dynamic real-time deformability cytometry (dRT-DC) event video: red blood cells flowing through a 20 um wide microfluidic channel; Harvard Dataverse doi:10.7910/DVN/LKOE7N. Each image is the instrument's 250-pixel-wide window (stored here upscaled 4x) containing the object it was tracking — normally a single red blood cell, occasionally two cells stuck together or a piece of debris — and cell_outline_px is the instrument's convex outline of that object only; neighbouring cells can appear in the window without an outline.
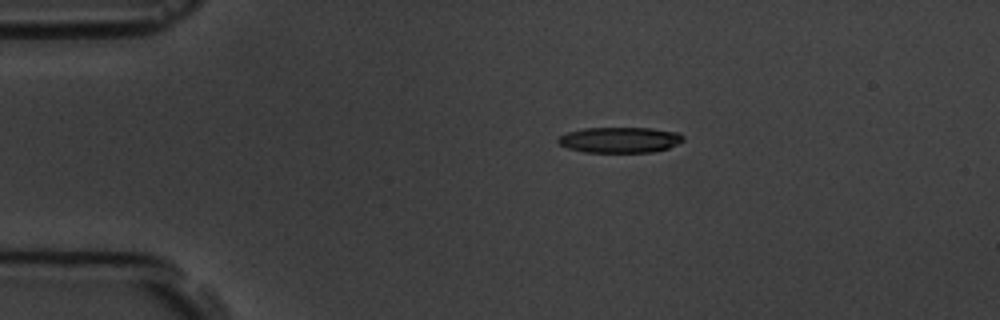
{"species": "common noctule bat (a hibernating species)", "species_latin": "Nyctalus noctula", "temperature_condition": "room temperature", "stored_images_in_passage": 9, "camera_frame_rate_fps": 3000, "um_per_image_px": 0.085, "animal": {"sex": "male", "body_mass_g": 19.5, "forearm_length_mm": 54.6}, "frame": {"image": 1, "passage_image": 2, "time_ms": 1.333, "image_size_px": [1000, 320], "cell_outline_px": [[684, 140], [668, 148], [652, 152], [584, 152], [568, 148], [560, 144], [556, 140], [560, 136], [568, 132], [584, 128], [652, 128], [680, 132], [684, 136]], "centroid_in_image_um": [52.71, 11.88], "position_along_channel_um": 32.3, "area_um2": 18.73}}
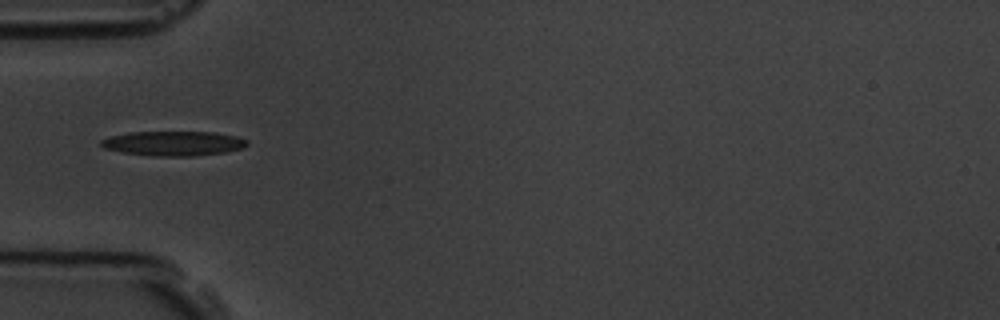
{"frame": {"image": 2, "passage_image": 4, "time_ms": 3.667, "image_size_px": [1000, 320], "cell_outline_px": [[248, 144], [244, 148], [224, 152], [196, 156], [152, 156], [124, 152], [104, 148], [100, 144], [100, 140], [112, 136], [128, 132], [216, 132], [236, 136], [248, 140]], "centroid_in_image_um": [14.78, 12.19], "position_along_channel_um": 70.2, "area_um2": 20.98}}
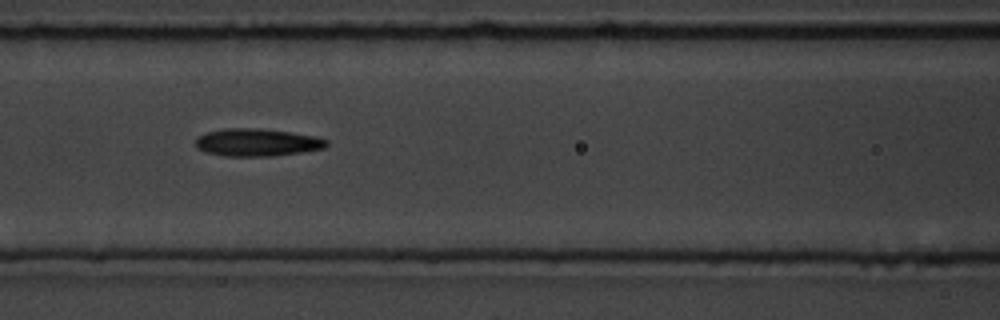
{"frame": {"image": 3, "passage_image": 6, "time_ms": 5.667, "image_size_px": [1000, 320], "cell_outline_px": [[328, 144], [324, 148], [300, 152], [272, 156], [224, 156], [204, 152], [196, 148], [196, 140], [200, 136], [208, 132], [224, 128], [260, 128], [316, 136], [328, 140]], "centroid_in_image_um": [21.84, 12.11], "position_along_channel_um": 144.8, "area_um2": 20.98}}